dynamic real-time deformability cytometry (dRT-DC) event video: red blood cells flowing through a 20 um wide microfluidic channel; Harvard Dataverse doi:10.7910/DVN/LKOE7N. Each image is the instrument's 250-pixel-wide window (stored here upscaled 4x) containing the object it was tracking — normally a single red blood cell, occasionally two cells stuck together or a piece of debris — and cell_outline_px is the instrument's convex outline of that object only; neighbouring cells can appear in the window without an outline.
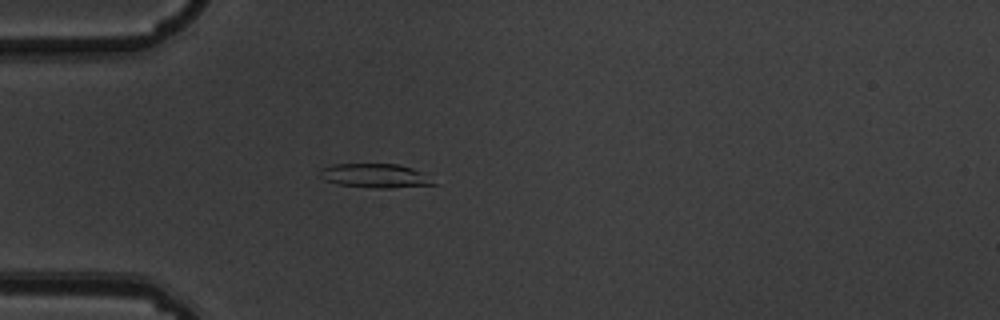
{"species": "common noctule bat (a hibernating species)", "species_latin": "Nyctalus noctula", "temperature_condition": "warm", "stored_images_in_passage": 4, "camera_frame_rate_fps": 3000, "um_per_image_px": 0.085, "animal": {"sex": "male", "body_mass_g": 19.5, "forearm_length_mm": 54.6}, "frame": {"image": 1, "passage_image": 4, "time_ms": 1.0, "image_size_px": [1000, 320], "cell_outline_px": [[436, 184], [388, 188], [376, 188], [336, 184], [324, 180], [320, 176], [320, 168], [336, 164], [396, 164], [412, 168]], "centroid_in_image_um": [31.76, 14.93], "position_along_channel_um": 53.2, "area_um2": 15.49}}